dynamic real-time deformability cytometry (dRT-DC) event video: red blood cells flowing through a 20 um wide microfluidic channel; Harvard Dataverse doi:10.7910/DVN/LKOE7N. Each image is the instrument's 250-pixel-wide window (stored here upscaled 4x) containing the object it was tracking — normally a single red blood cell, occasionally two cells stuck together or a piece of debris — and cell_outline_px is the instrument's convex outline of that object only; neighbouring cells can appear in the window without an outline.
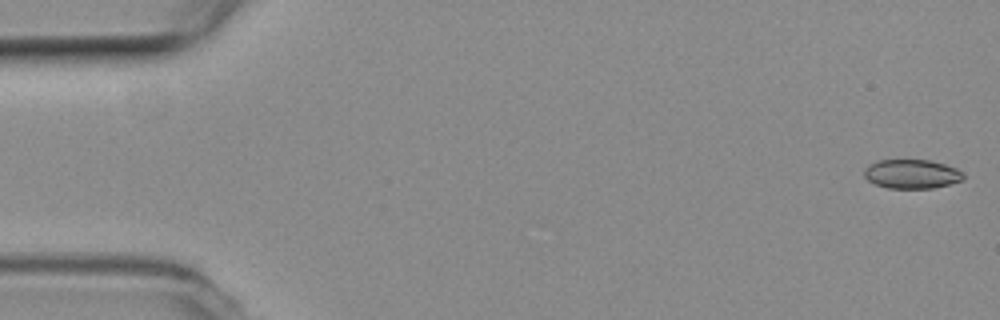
{"species": "common noctule bat (a hibernating species)", "species_latin": "Nyctalus noctula", "temperature_condition": "room temperature", "stored_images_in_passage": 8, "camera_frame_rate_fps": 3000, "um_per_image_px": 0.085, "animal": {"sex": "female", "body_mass_g": 19.3, "forearm_length_mm": 54.1}, "frame": {"image": 1, "passage_image": 1, "time_ms": 0.0, "image_size_px": [1000, 320], "cell_outline_px": [[964, 180], [932, 188], [888, 188], [876, 184], [868, 180], [864, 176], [864, 168], [868, 164], [880, 160], [932, 160], [956, 168], [964, 172]], "centroid_in_image_um": [77.51, 14.78], "position_along_channel_um": 7.5, "area_um2": 16.88}}
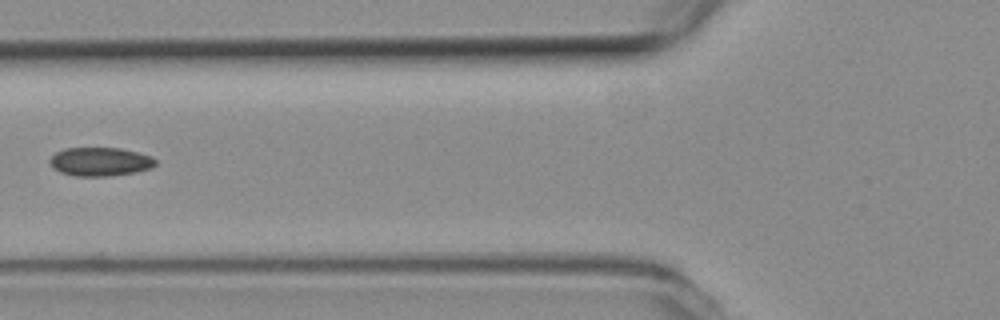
{"frame": {"image": 2, "passage_image": 7, "time_ms": 2.0, "image_size_px": [1000, 320], "cell_outline_px": [[156, 164], [152, 168], [136, 172], [108, 176], [72, 176], [60, 172], [52, 168], [48, 160], [56, 152], [64, 148], [120, 148], [152, 156], [156, 160]], "centroid_in_image_um": [8.49, 13.75], "position_along_channel_um": 117.3, "area_um2": 17.8}}
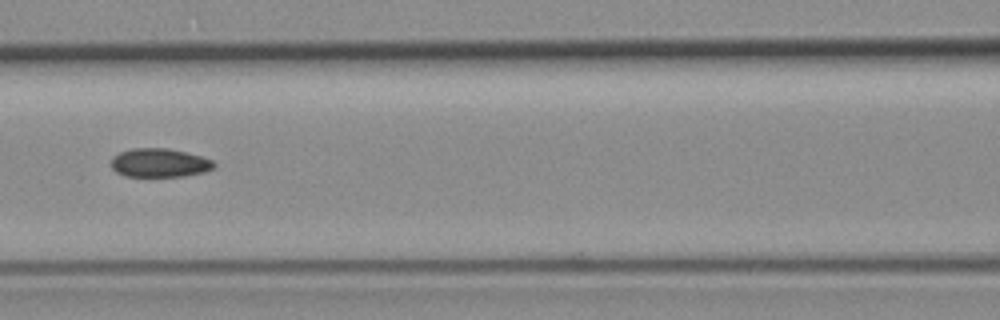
{"frame": {"image": 3, "passage_image": 8, "time_ms": 2.333, "image_size_px": [1000, 320], "cell_outline_px": [[216, 168], [204, 172], [184, 176], [124, 176], [116, 172], [112, 168], [112, 156], [120, 152], [132, 148], [168, 148], [200, 156], [212, 160], [216, 164]], "centroid_in_image_um": [13.56, 13.84], "position_along_channel_um": 153.0, "area_um2": 17.22}}